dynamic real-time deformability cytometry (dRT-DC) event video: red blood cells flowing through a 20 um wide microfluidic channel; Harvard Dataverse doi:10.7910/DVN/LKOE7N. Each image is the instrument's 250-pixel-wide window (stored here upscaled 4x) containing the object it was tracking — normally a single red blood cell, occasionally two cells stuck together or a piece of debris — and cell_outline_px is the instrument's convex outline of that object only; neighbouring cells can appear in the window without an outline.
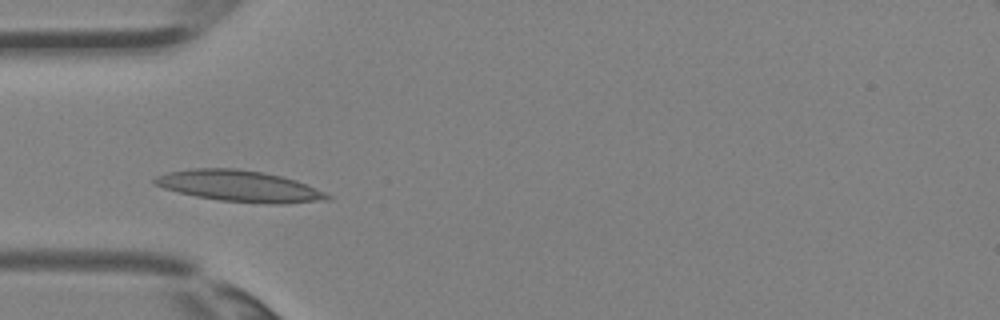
{"species": "Egyptian fruit bat (a non-hibernating species)", "species_latin": "Rousettus aegyptiacus", "temperature_condition": "room temperature", "stored_images_in_passage": 1, "camera_frame_rate_fps": 3000, "um_per_image_px": 0.085, "animal": {"sex": "female"}, "frame": {"image": 1, "passage_image": 1, "time_ms": 0.0, "image_size_px": [1000, 320], "cell_outline_px": [[332, 200], [284, 204], [268, 204], [220, 200], [196, 196], [164, 188], [152, 184], [152, 180], [156, 176], [168, 172], [192, 168], [236, 168], [264, 172], [296, 180], [324, 192], [332, 196]], "centroid_in_image_um": [20.37, 15.82], "position_along_channel_um": 64.6, "area_um2": 31.5}}